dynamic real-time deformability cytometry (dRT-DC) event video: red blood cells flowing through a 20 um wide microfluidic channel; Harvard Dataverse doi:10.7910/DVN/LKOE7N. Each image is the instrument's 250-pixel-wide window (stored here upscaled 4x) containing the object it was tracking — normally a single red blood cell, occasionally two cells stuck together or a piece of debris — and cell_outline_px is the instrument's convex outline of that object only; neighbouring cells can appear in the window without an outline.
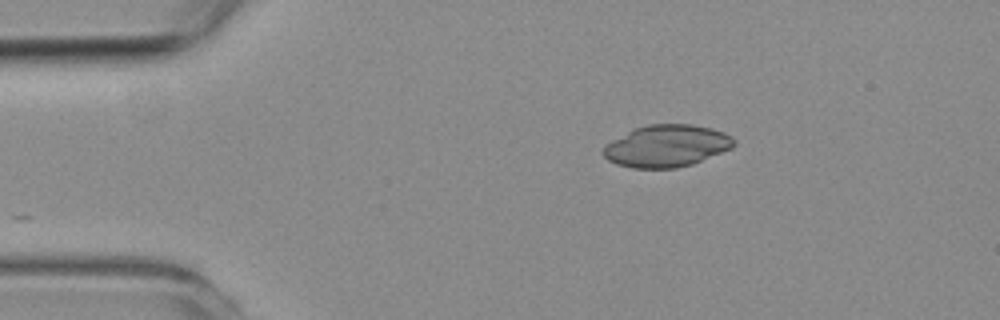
{"species": "common noctule bat (a hibernating species)", "species_latin": "Nyctalus noctula", "temperature_condition": "room temperature", "stored_images_in_passage": 45, "camera_frame_rate_fps": 3000, "um_per_image_px": 0.085, "animal": {"sex": "female", "body_mass_g": 19.3, "forearm_length_mm": 54.1}, "frame": {"image": 1, "passage_image": 1, "time_ms": 0.0, "image_size_px": [1000, 320], "cell_outline_px": [[736, 144], [732, 148], [692, 164], [676, 168], [632, 168], [616, 164], [608, 160], [604, 156], [604, 148], [612, 140], [636, 128], [648, 124], [692, 124], [712, 128], [724, 132], [732, 136], [736, 140]], "centroid_in_image_um": [56.71, 12.4], "position_along_channel_um": 28.3, "area_um2": 31.91}}
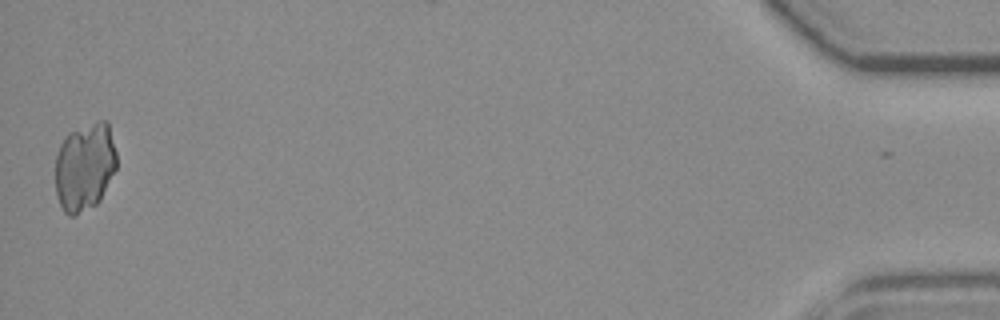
{"frame": {"image": 2, "passage_image": 45, "time_ms": 14.667, "image_size_px": [1000, 320], "cell_outline_px": [[116, 168], [100, 200], [96, 204], [76, 216], [68, 216], [64, 212], [56, 196], [56, 156], [60, 144], [68, 132], [100, 120], [108, 120], [116, 152]], "centroid_in_image_um": [7.2, 14.19], "position_along_channel_um": 428.0, "area_um2": 31.67}}